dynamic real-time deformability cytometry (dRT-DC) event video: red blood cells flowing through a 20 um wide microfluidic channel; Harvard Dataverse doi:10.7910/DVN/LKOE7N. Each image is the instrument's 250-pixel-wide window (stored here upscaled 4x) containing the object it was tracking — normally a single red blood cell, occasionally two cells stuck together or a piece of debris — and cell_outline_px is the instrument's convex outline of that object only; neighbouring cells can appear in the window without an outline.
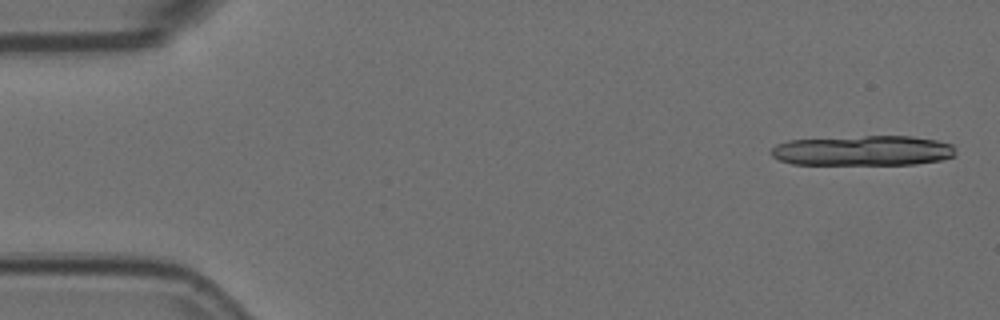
{"species": "Egyptian fruit bat (a non-hibernating species)", "species_latin": "Rousettus aegyptiacus", "temperature_condition": "room temperature", "stored_images_in_passage": 5, "camera_frame_rate_fps": 3000, "um_per_image_px": 0.085, "animal": {"sex": "female"}, "frame": {"image": 1, "passage_image": 1, "time_ms": 0.0, "image_size_px": [1000, 320], "cell_outline_px": [[956, 156], [940, 160], [916, 164], [792, 164], [780, 160], [772, 156], [768, 152], [776, 144], [788, 140], [864, 136], [912, 136], [936, 140], [952, 144], [956, 148]], "centroid_in_image_um": [73.37, 12.8], "position_along_channel_um": 11.6, "area_um2": 32.54}}
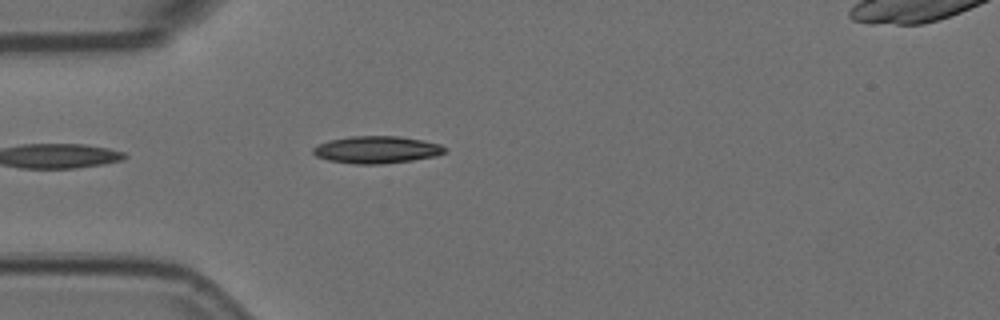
{"frame": {"image": 2, "passage_image": 5, "time_ms": 1.333, "image_size_px": [1000, 320], "cell_outline_px": [[448, 148], [444, 152], [436, 156], [412, 160], [380, 164], [356, 164], [328, 160], [316, 156], [312, 152], [312, 148], [328, 140], [352, 136], [400, 136], [424, 140], [440, 144]], "centroid_in_image_um": [32.03, 12.72], "position_along_channel_um": 53.0, "area_um2": 20.92}}